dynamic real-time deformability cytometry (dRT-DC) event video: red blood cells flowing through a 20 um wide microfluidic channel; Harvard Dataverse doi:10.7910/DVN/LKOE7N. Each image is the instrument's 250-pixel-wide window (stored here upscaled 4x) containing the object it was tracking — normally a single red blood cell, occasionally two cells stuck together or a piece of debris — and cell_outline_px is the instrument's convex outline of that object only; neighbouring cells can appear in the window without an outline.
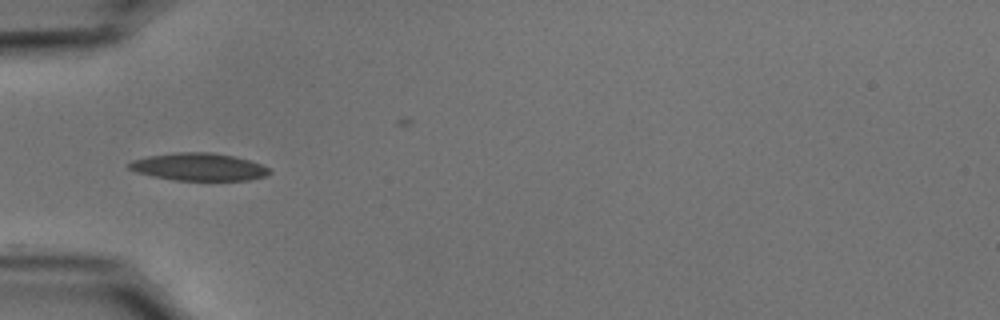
{"species": "common noctule bat (a hibernating species)", "species_latin": "Nyctalus noctula", "temperature_condition": "cold", "stored_images_in_passage": 38, "camera_frame_rate_fps": 3000, "um_per_image_px": 0.085, "animal": {"sex": "male", "body_mass_g": 15.6}, "frame": {"image": 1, "passage_image": 1, "time_ms": 0.0, "image_size_px": [1000, 320], "cell_outline_px": [[272, 172], [264, 176], [248, 180], [172, 180], [152, 176], [136, 172], [128, 168], [124, 164], [132, 160], [148, 156], [176, 152], [212, 152], [236, 156], [260, 164], [268, 168]], "centroid_in_image_um": [16.84, 14.18], "position_along_channel_um": 68.2, "area_um2": 22.66}}
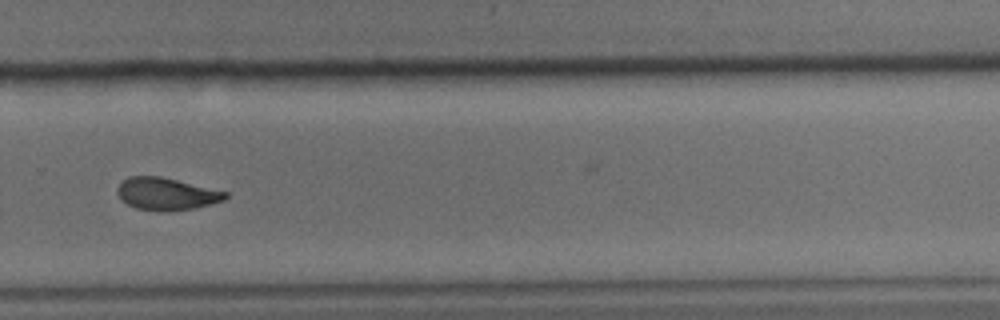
{"frame": {"image": 2, "passage_image": 21, "time_ms": 6.667, "image_size_px": [1000, 320], "cell_outline_px": [[228, 196], [224, 200], [196, 208], [164, 212], [160, 212], [136, 208], [120, 200], [116, 192], [116, 188], [128, 176], [160, 176], [228, 192]], "centroid_in_image_um": [14.12, 16.49], "position_along_channel_um": 315.7, "area_um2": 20.46}}
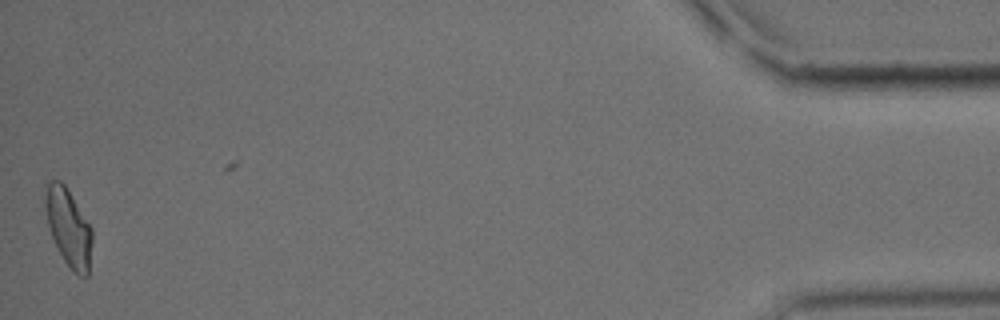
{"frame": {"image": 3, "passage_image": 37, "time_ms": 12.0, "image_size_px": [1000, 320], "cell_outline_px": [[92, 240], [88, 276], [80, 276], [72, 272], [64, 260], [52, 236], [48, 224], [44, 208], [44, 200], [48, 184], [52, 180], [60, 180], [64, 184], [92, 228]], "centroid_in_image_um": [5.83, 19.36], "position_along_channel_um": 429.4, "area_um2": 20.87}, "authors_computed_cell_mechanics": {"area_um2": 20.9236, "velocity_mm_per_s": 3.724, "shape_relaxation_time_tau1_ms": 7.6675, "shape_relaxation_time_tau2_ms": 4.0524, "deformation_change_tau1": 0.1978, "deformation_change_tau2": 0.1025}}